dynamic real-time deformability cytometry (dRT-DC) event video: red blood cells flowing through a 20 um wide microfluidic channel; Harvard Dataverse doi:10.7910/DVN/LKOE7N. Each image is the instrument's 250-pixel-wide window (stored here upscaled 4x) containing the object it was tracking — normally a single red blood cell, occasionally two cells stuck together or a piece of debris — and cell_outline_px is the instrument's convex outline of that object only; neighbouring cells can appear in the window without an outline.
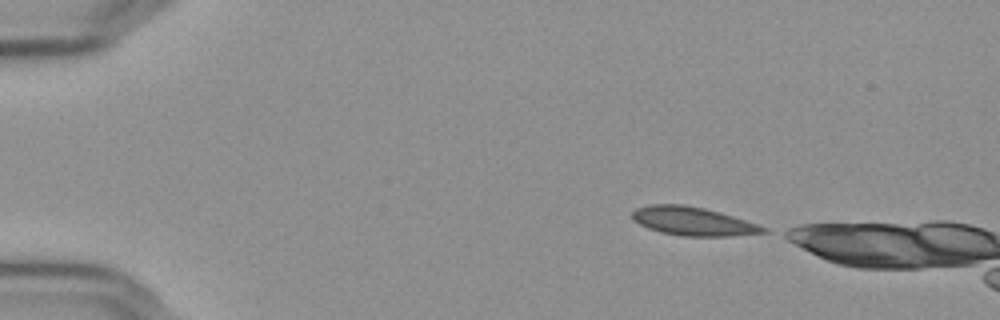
{"species": "Egyptian fruit bat (a non-hibernating species)", "species_latin": "Rousettus aegyptiacus", "temperature_condition": "cold", "stored_images_in_passage": 8, "camera_frame_rate_fps": 3000, "um_per_image_px": 0.085, "frame": {"image": 1, "passage_image": 1, "time_ms": 0.0, "image_size_px": [1000, 320], "cell_outline_px": [[768, 232], [728, 236], [684, 236], [660, 232], [648, 228], [632, 220], [632, 212], [636, 208], [652, 204], [684, 204], [704, 208], [720, 212], [768, 228]], "centroid_in_image_um": [58.87, 18.8], "position_along_channel_um": 26.1, "area_um2": 21.68}}